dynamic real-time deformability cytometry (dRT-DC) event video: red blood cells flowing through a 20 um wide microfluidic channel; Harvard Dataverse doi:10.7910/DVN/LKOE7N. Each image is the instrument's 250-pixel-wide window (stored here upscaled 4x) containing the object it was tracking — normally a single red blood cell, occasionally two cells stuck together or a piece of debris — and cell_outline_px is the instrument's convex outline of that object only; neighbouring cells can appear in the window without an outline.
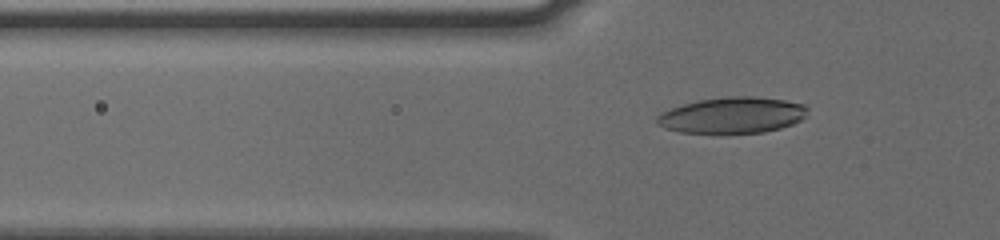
{"species": "human", "species_latin": "Homo sapiens", "temperature_condition": "cold", "stored_images_in_passage": 39, "camera_frame_rate_fps": 3000, "um_per_image_px": 0.085, "donor": {"sex": "male"}, "frame": {"image": 1, "passage_image": 3, "time_ms": 0.667, "image_size_px": [1000, 240], "cell_outline_px": [[808, 108], [804, 116], [800, 120], [792, 124], [780, 128], [764, 132], [680, 132], [664, 128], [656, 124], [656, 116], [660, 112], [684, 104], [700, 100], [732, 96], [756, 96], [784, 100], [804, 104]], "centroid_in_image_um": [62.23, 9.78], "position_along_channel_um": 63.6, "area_um2": 31.33}}
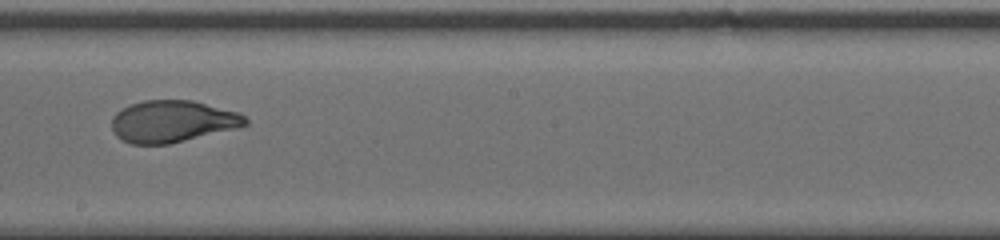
{"frame": {"image": 2, "passage_image": 17, "time_ms": 5.333, "image_size_px": [1000, 240], "cell_outline_px": [[248, 124], [236, 128], [168, 144], [132, 144], [120, 140], [116, 136], [112, 128], [112, 116], [116, 112], [132, 104], [144, 100], [192, 100], [240, 112], [248, 120]], "centroid_in_image_um": [14.65, 10.31], "position_along_channel_um": 233.5, "area_um2": 32.54}}
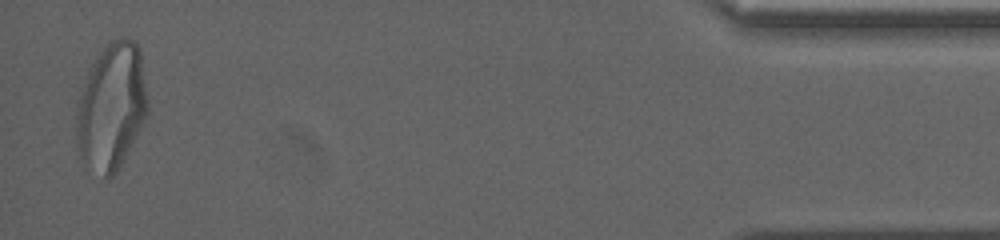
{"frame": {"image": 3, "passage_image": 38, "time_ms": 12.333, "image_size_px": [1000, 240], "cell_outline_px": [[148, 112], [116, 172], [108, 180], [104, 180], [84, 164], [76, 148], [76, 108], [80, 92], [88, 68], [92, 60], [104, 44], [108, 40], [120, 36], [124, 36], [132, 40], [140, 48], [148, 100]], "centroid_in_image_um": [9.43, 9.02], "position_along_channel_um": 425.8, "area_um2": 53.64}, "authors_computed_cell_mechanics": {"area_um2": 33.2928, "velocity_mm_per_s": 3.7905, "shape_relaxation_time_tau1_ms": 6.1641, "shape_relaxation_time_tau2_ms": 0.6488, "deformation_change_tau1": 0.1984, "deformation_change_tau2": 0.0647}}